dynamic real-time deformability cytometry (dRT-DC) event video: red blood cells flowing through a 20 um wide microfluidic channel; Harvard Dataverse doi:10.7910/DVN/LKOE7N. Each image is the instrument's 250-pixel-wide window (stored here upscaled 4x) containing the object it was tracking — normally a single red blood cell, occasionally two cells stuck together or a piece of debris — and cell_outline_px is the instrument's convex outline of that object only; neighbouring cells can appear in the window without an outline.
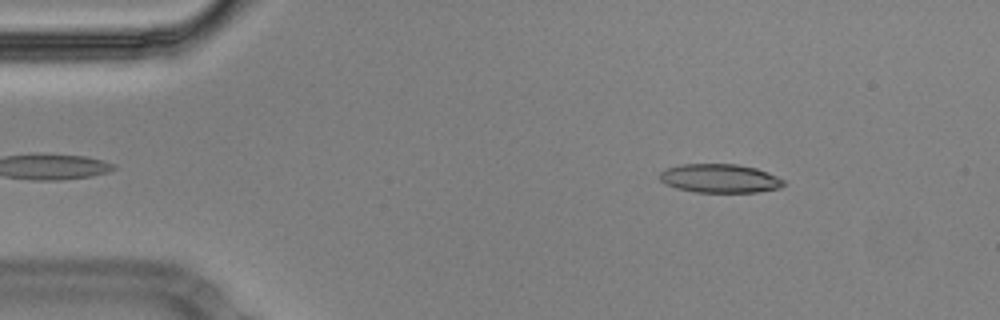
{"species": "Egyptian fruit bat (a non-hibernating species)", "species_latin": "Rousettus aegyptiacus", "temperature_condition": "cold", "stored_images_in_passage": 54, "camera_frame_rate_fps": 3000, "um_per_image_px": 0.085, "animal": {"sex": "male"}, "frame": {"image": 1, "passage_image": 6, "time_ms": 1.667, "image_size_px": [1000, 320], "cell_outline_px": [[784, 184], [780, 188], [760, 192], [692, 192], [676, 188], [660, 180], [660, 172], [668, 168], [680, 164], [740, 164], [756, 168], [768, 172], [784, 180]], "centroid_in_image_um": [61.21, 15.16], "position_along_channel_um": 23.8, "area_um2": 20.81}}
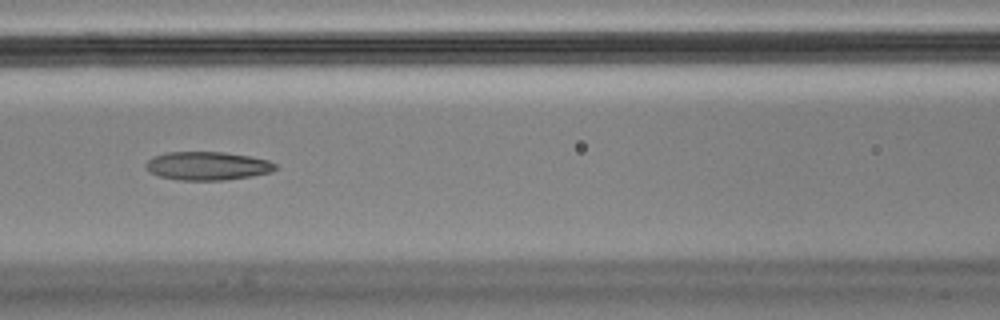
{"frame": {"image": 2, "passage_image": 22, "time_ms": 7.0, "image_size_px": [1000, 320], "cell_outline_px": [[276, 168], [272, 172], [252, 176], [224, 180], [180, 180], [160, 176], [152, 172], [144, 164], [152, 156], [164, 152], [224, 152], [248, 156], [268, 160], [276, 164]], "centroid_in_image_um": [17.64, 14.09], "position_along_channel_um": 149.0, "area_um2": 21.39}}
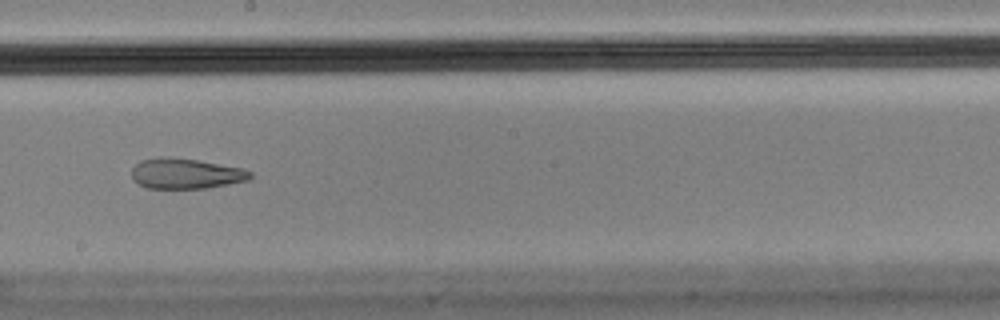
{"frame": {"image": 3, "passage_image": 29, "time_ms": 9.333, "image_size_px": [1000, 320], "cell_outline_px": [[252, 176], [248, 180], [228, 184], [204, 188], [148, 188], [132, 180], [132, 168], [140, 160], [160, 156], [168, 156], [196, 160], [244, 168], [252, 172]], "centroid_in_image_um": [15.78, 14.74], "position_along_channel_um": 232.4, "area_um2": 21.04}, "authors_computed_cell_mechanics": {"area_um2": 22.1374, "velocity_mm_per_s": 3.5875, "shape_relaxation_time_tau1_ms": null, "shape_relaxation_time_tau2_ms": 1.9539, "deformation_change_tau1": null, "deformation_change_tau2": 0.1002}}